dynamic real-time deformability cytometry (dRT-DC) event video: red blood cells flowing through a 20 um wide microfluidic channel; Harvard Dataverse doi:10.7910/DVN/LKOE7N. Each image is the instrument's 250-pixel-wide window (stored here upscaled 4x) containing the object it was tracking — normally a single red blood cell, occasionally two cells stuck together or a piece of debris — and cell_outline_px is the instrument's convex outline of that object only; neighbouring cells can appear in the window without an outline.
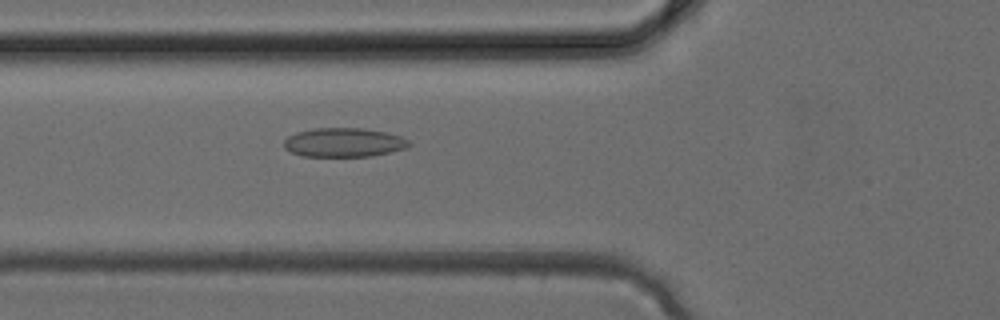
{"species": "common noctule bat (a hibernating species)", "species_latin": "Nyctalus noctula", "temperature_condition": "cold", "stored_images_in_passage": 4, "camera_frame_rate_fps": 3000, "um_per_image_px": 0.085, "animal": {"sex": "female", "body_mass_g": 24.6, "forearm_length_mm": 56.2}, "frame": {"image": 1, "passage_image": 4, "time_ms": 1.0, "image_size_px": [1000, 320], "cell_outline_px": [[412, 144], [408, 148], [372, 156], [304, 156], [292, 152], [284, 148], [284, 140], [288, 136], [296, 132], [312, 128], [364, 128], [384, 132], [400, 136], [408, 140]], "centroid_in_image_um": [29.23, 12.1], "position_along_channel_um": 96.6, "area_um2": 21.21}}